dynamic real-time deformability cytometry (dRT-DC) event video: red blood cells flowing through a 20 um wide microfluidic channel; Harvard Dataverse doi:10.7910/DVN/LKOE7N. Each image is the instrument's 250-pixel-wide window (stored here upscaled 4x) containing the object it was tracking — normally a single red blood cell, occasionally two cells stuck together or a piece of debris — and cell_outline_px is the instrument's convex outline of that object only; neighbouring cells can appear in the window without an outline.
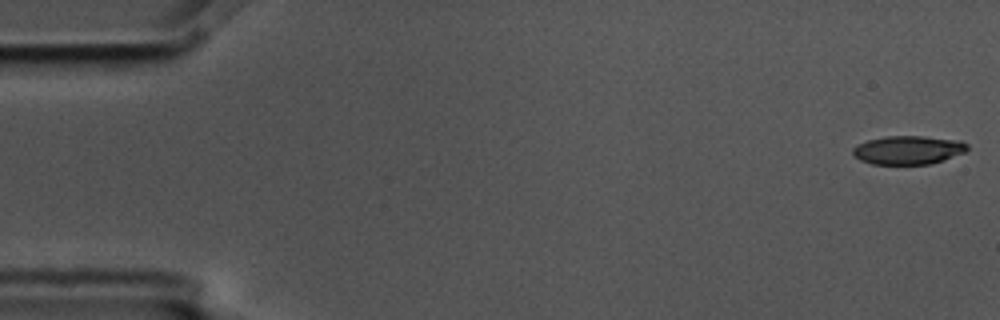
{"species": "common noctule bat (a hibernating species)", "species_latin": "Nyctalus noctula", "temperature_condition": "cold", "stored_images_in_passage": 6, "camera_frame_rate_fps": 3000, "um_per_image_px": 0.085, "animal": {"sex": "male", "body_mass_g": 17.5, "forearm_length_mm": 52.3}, "frame": {"image": 1, "passage_image": 1, "time_ms": 0.0, "image_size_px": [1000, 320], "cell_outline_px": [[968, 148], [964, 152], [932, 164], [872, 164], [860, 160], [852, 152], [852, 148], [856, 144], [868, 140], [884, 136], [924, 136], [960, 140], [968, 144]], "centroid_in_image_um": [77.18, 12.74], "position_along_channel_um": 7.8, "area_um2": 19.13}}
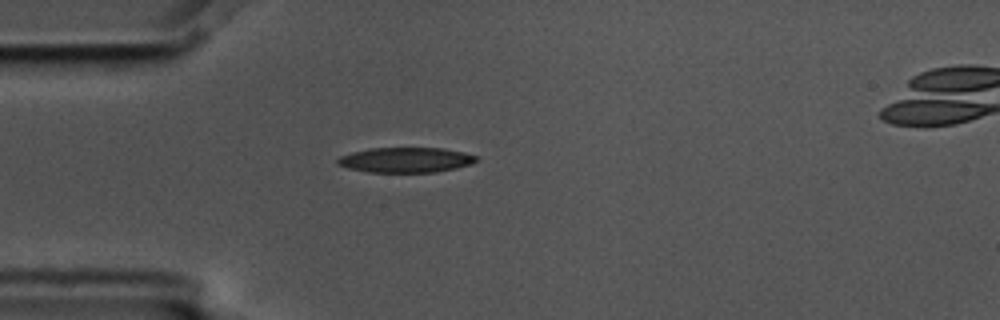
{"frame": {"image": 2, "passage_image": 5, "time_ms": 1.333, "image_size_px": [1000, 320], "cell_outline_px": [[480, 160], [472, 164], [456, 168], [436, 172], [368, 172], [348, 168], [336, 164], [336, 160], [340, 156], [352, 152], [372, 148], [444, 148], [464, 152], [480, 156]], "centroid_in_image_um": [34.54, 13.59], "position_along_channel_um": 50.5, "area_um2": 20.52}}